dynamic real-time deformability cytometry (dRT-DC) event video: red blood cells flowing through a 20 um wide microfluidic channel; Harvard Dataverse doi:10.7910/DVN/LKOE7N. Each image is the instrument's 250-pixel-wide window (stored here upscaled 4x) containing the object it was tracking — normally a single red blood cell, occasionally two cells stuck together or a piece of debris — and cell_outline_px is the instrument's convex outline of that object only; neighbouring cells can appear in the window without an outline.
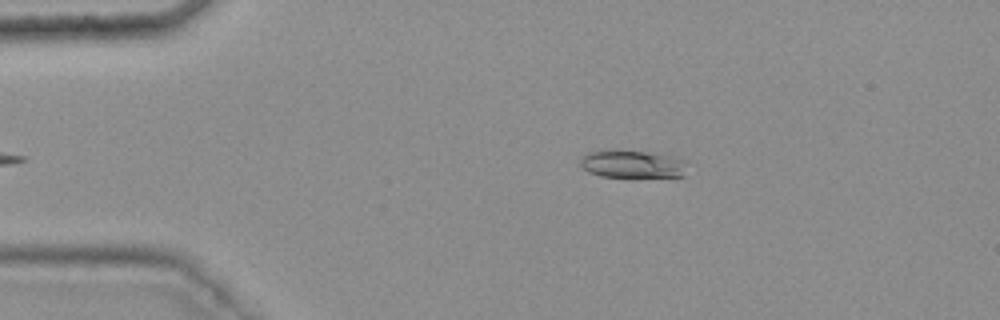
{"species": "common noctule bat (a hibernating species)", "species_latin": "Nyctalus noctula", "temperature_condition": "warm", "stored_images_in_passage": 28, "camera_frame_rate_fps": 3000, "um_per_image_px": 0.085, "animal": {"sex": "female", "body_mass_g": 25.1}, "frame": {"image": 1, "passage_image": 4, "time_ms": 1.0, "image_size_px": [1000, 320], "cell_outline_px": [[684, 176], [632, 180], [628, 180], [600, 176], [588, 172], [580, 164], [580, 160], [588, 152], [644, 152], [668, 156], [684, 160]], "centroid_in_image_um": [53.76, 14.06], "position_along_channel_um": 31.2, "area_um2": 17.4}}
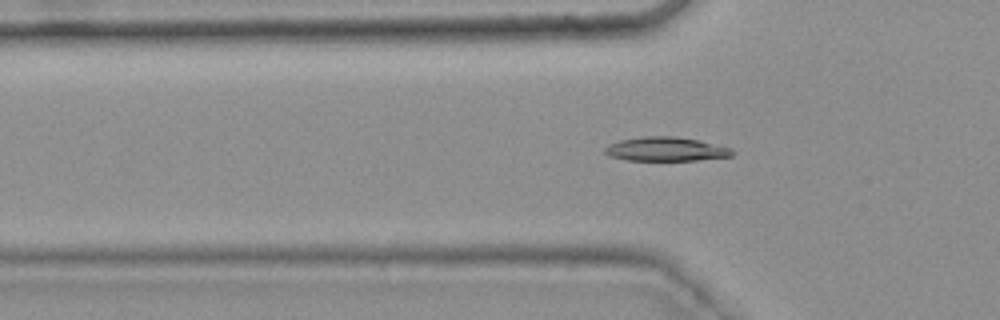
{"frame": {"image": 2, "passage_image": 11, "time_ms": 3.333, "image_size_px": [1000, 320], "cell_outline_px": [[736, 152], [732, 156], [696, 160], [628, 160], [608, 156], [604, 152], [604, 148], [608, 144], [620, 140], [644, 136], [676, 136], [696, 140], [732, 148]], "centroid_in_image_um": [56.58, 12.67], "position_along_channel_um": 69.2, "area_um2": 17.8}}
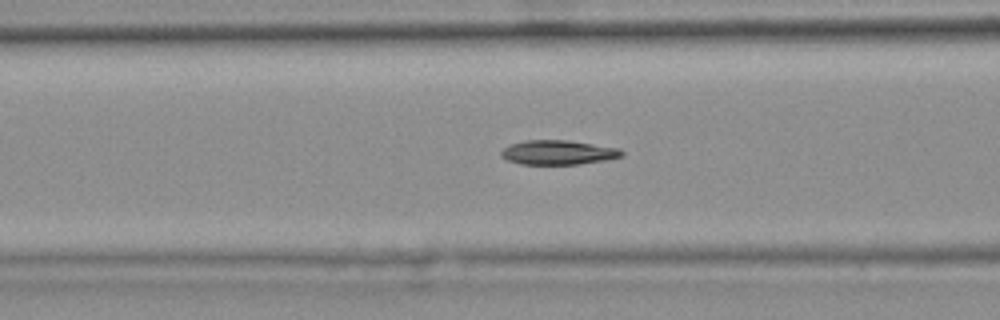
{"frame": {"image": 3, "passage_image": 15, "time_ms": 4.667, "image_size_px": [1000, 320], "cell_outline_px": [[624, 156], [604, 160], [580, 164], [520, 164], [508, 160], [500, 156], [500, 152], [508, 144], [524, 140], [568, 140], [620, 148], [624, 152]], "centroid_in_image_um": [47.43, 12.95], "position_along_channel_um": 119.2, "area_um2": 17.28}}